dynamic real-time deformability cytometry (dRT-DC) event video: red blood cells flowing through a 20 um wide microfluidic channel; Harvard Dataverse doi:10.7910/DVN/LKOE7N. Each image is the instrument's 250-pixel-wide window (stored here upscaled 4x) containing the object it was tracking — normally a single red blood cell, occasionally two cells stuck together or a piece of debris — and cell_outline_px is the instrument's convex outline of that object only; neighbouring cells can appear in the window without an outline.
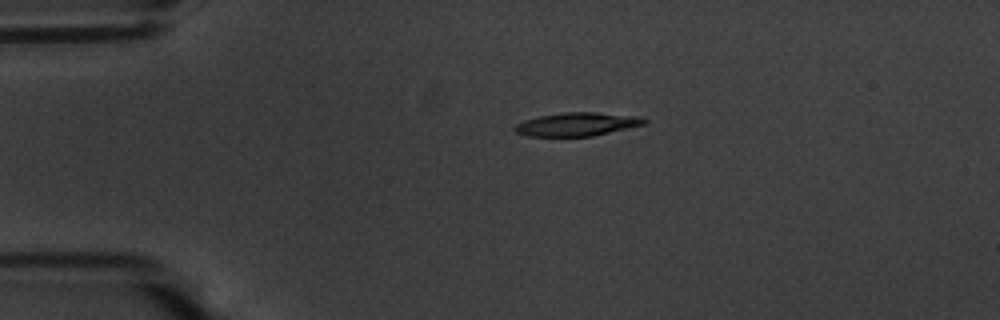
{"species": "common noctule bat (a hibernating species)", "species_latin": "Nyctalus noctula", "temperature_condition": "warm", "stored_images_in_passage": 45, "camera_frame_rate_fps": 3000, "um_per_image_px": 0.085, "animal": {"sex": "male", "body_mass_g": 20.1, "forearm_length_mm": 53.5}, "frame": {"image": 1, "passage_image": 1, "time_ms": 0.0, "image_size_px": [1000, 320], "cell_outline_px": [[648, 120], [644, 124], [592, 136], [528, 136], [516, 132], [512, 128], [516, 124], [524, 120], [540, 116], [564, 112], [596, 112], [636, 116]], "centroid_in_image_um": [49.0, 10.56], "position_along_channel_um": 36.0, "area_um2": 17.46}}
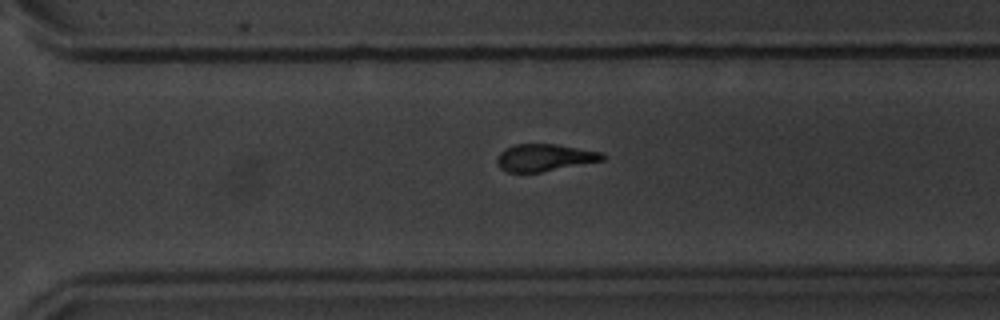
{"frame": {"image": 2, "passage_image": 28, "time_ms": 9.0, "image_size_px": [1000, 320], "cell_outline_px": [[608, 156], [604, 160], [540, 172], [508, 172], [500, 168], [496, 164], [496, 160], [500, 152], [504, 148], [516, 144], [556, 144], [604, 152]], "centroid_in_image_um": [46.3, 13.39], "position_along_channel_um": 324.3, "area_um2": 16.82}}
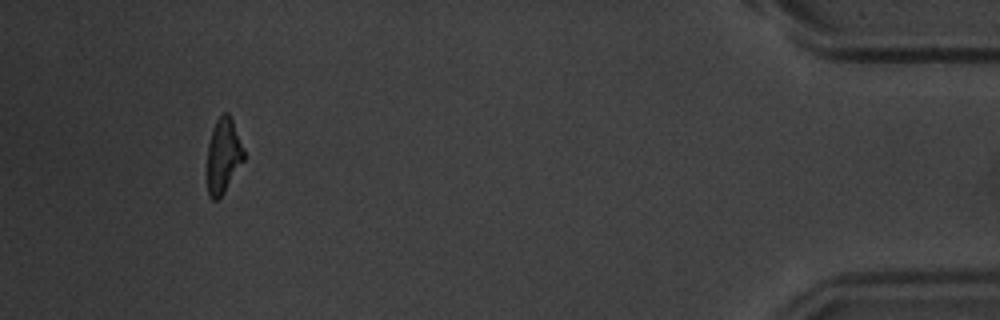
{"frame": {"image": 3, "passage_image": 41, "time_ms": 13.333, "image_size_px": [1000, 320], "cell_outline_px": [[244, 160], [224, 192], [216, 200], [212, 200], [208, 196], [208, 144], [216, 120], [224, 112], [228, 112], [232, 120], [244, 148]], "centroid_in_image_um": [18.99, 13.24], "position_along_channel_um": 416.2, "area_um2": 15.72}, "authors_computed_cell_mechanics": {"area_um2": 17.8024, "velocity_mm_per_s": 3.6285, "shape_relaxation_time_tau1_ms": 3.2677, "shape_relaxation_time_tau2_ms": 3.3263, "deformation_change_tau1": 0.1831, "deformation_change_tau2": 0.1243}}